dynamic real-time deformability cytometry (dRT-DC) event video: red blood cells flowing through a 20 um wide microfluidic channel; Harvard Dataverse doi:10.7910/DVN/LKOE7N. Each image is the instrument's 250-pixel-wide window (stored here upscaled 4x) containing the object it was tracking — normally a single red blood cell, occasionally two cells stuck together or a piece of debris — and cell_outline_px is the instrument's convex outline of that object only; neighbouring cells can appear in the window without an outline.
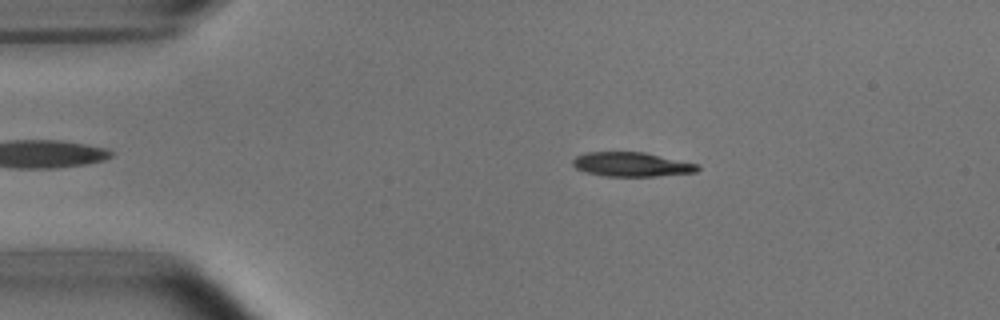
{"species": "common noctule bat (a hibernating species)", "species_latin": "Nyctalus noctula", "temperature_condition": "room temperature", "stored_images_in_passage": 51, "camera_frame_rate_fps": 3000, "um_per_image_px": 0.085, "animal": {"sex": "male", "body_mass_g": 15.6}, "frame": {"image": 1, "passage_image": 9, "time_ms": 2.667, "image_size_px": [1000, 320], "cell_outline_px": [[700, 168], [696, 172], [656, 176], [604, 176], [588, 172], [576, 168], [572, 164], [572, 160], [576, 156], [584, 152], [644, 152], [700, 164]], "centroid_in_image_um": [53.7, 13.97], "position_along_channel_um": 31.3, "area_um2": 17.69}}
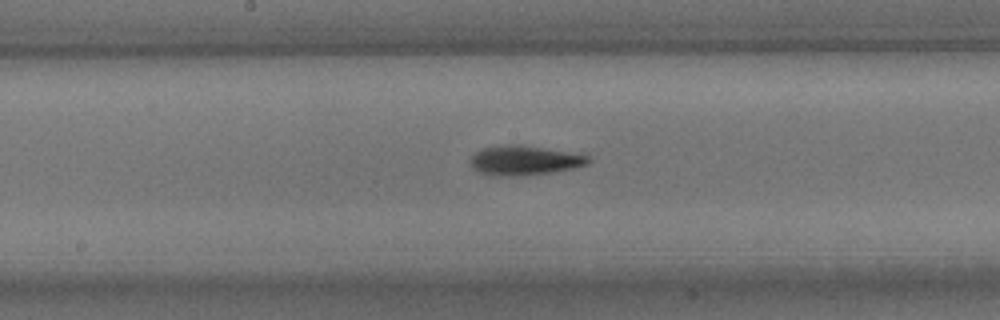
{"frame": {"image": 2, "passage_image": 26, "time_ms": 8.333, "image_size_px": [1000, 320], "cell_outline_px": [[592, 160], [588, 164], [572, 168], [548, 172], [520, 176], [492, 176], [480, 172], [472, 168], [468, 160], [476, 152], [484, 148], [508, 144], [520, 144], [588, 156]], "centroid_in_image_um": [44.51, 13.64], "position_along_channel_um": 203.7, "area_um2": 20.06}}
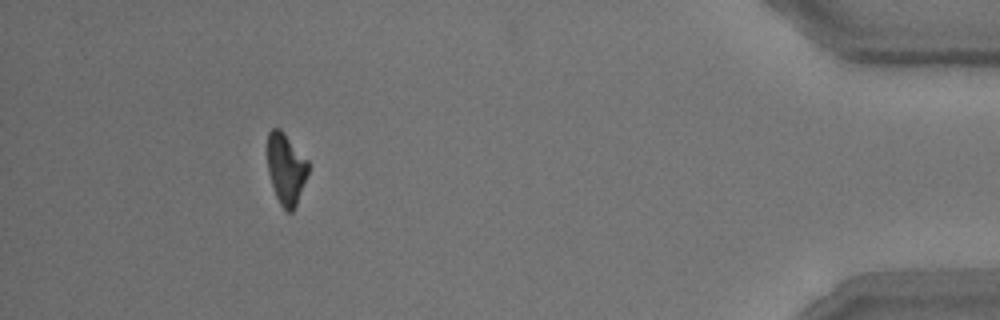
{"frame": {"image": 3, "passage_image": 47, "time_ms": 15.333, "image_size_px": [1000, 320], "cell_outline_px": [[308, 172], [296, 204], [292, 212], [288, 212], [280, 204], [276, 196], [268, 172], [268, 132], [272, 128], [280, 128], [284, 132], [308, 160]], "centroid_in_image_um": [24.3, 14.31], "position_along_channel_um": 410.9, "area_um2": 16.65}, "authors_computed_cell_mechanics": {"area_um2": 18.785, "velocity_mm_per_s": 3.8139, "shape_relaxation_time_tau1_ms": 2.5439, "shape_relaxation_time_tau2_ms": null, "deformation_change_tau1": 0.1276, "deformation_change_tau2": null}}